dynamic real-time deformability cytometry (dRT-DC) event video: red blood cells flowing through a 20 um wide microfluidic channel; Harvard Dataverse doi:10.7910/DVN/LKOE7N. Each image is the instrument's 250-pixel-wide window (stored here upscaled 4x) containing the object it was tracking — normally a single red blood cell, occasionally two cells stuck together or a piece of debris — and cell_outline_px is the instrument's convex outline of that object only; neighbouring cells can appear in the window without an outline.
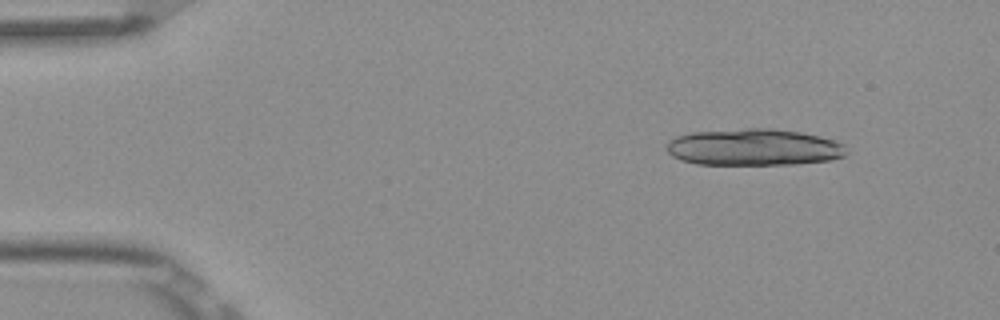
{"species": "Egyptian fruit bat (a non-hibernating species)", "species_latin": "Rousettus aegyptiacus", "temperature_condition": "room temperature", "stored_images_in_passage": 6, "camera_frame_rate_fps": 3000, "um_per_image_px": 0.085, "frame": {"image": 1, "passage_image": 2, "time_ms": 0.333, "image_size_px": [1000, 320], "cell_outline_px": [[848, 152], [844, 156], [832, 160], [796, 164], [696, 164], [680, 160], [672, 156], [668, 152], [664, 144], [668, 140], [676, 136], [692, 132], [744, 128], [772, 128], [800, 132], [820, 136], [844, 144]], "centroid_in_image_um": [64.05, 12.51], "position_along_channel_um": 20.9, "area_um2": 38.84}}